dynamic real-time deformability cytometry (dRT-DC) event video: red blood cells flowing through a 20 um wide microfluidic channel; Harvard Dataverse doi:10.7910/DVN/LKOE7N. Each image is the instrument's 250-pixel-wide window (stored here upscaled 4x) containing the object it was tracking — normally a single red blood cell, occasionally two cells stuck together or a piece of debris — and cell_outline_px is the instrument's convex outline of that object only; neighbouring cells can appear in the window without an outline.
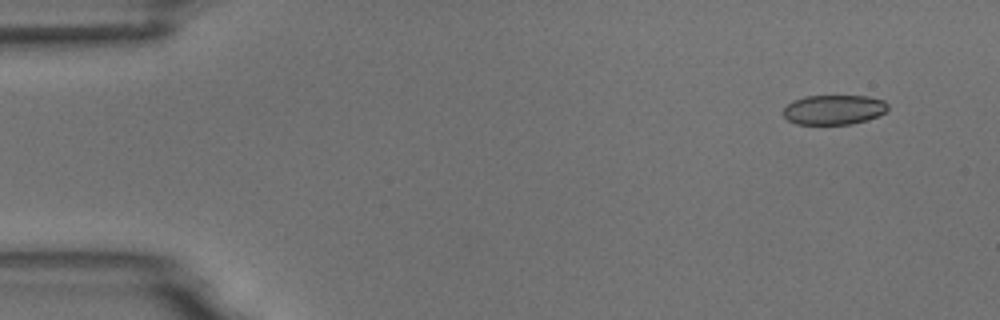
{"species": "common noctule bat (a hibernating species)", "species_latin": "Nyctalus noctula", "temperature_condition": "room temperature", "stored_images_in_passage": 4, "camera_frame_rate_fps": 3000, "um_per_image_px": 0.085, "animal": {"sex": "male", "body_mass_g": 18.8}, "frame": {"image": 1, "passage_image": 1, "time_ms": 0.0, "image_size_px": [1000, 320], "cell_outline_px": [[888, 108], [884, 112], [868, 120], [852, 124], [796, 124], [788, 120], [784, 116], [784, 108], [788, 104], [804, 96], [868, 96], [884, 100], [888, 104]], "centroid_in_image_um": [70.89, 9.32], "position_along_channel_um": 14.1, "area_um2": 18.03}}
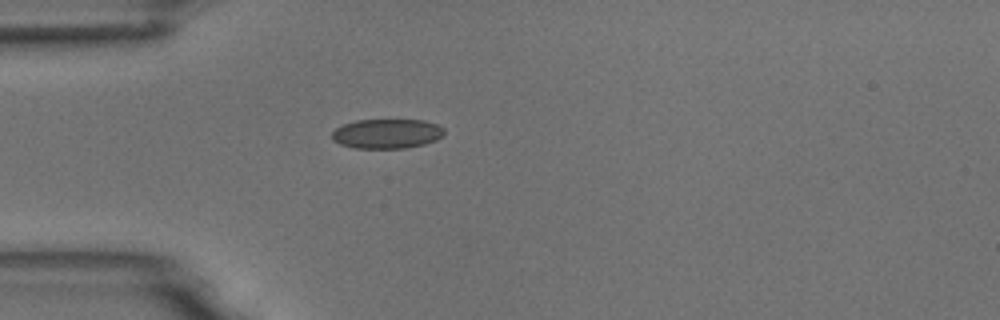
{"frame": {"image": 2, "passage_image": 4, "time_ms": 3.667, "image_size_px": [1000, 320], "cell_outline_px": [[444, 136], [436, 140], [424, 144], [404, 148], [352, 148], [340, 144], [332, 140], [332, 132], [336, 128], [344, 124], [356, 120], [424, 120], [436, 124], [444, 128]], "centroid_in_image_um": [32.89, 11.36], "position_along_channel_um": 52.1, "area_um2": 19.42}}